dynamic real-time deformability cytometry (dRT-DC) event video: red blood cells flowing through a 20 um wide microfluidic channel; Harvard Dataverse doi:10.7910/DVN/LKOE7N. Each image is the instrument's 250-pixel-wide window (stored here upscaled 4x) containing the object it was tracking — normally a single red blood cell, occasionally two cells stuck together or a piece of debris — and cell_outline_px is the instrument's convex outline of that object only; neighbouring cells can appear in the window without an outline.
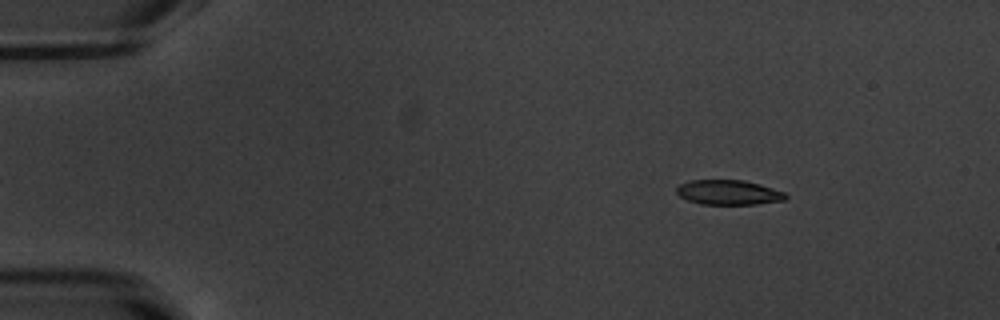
{"species": "common noctule bat (a hibernating species)", "species_latin": "Nyctalus noctula", "temperature_condition": "warm", "stored_images_in_passage": 49, "camera_frame_rate_fps": 3000, "um_per_image_px": 0.085, "animal": {"sex": "male", "body_mass_g": 20.1, "forearm_length_mm": 53.5}, "frame": {"image": 1, "passage_image": 3, "time_ms": 0.667, "image_size_px": [1000, 320], "cell_outline_px": [[788, 196], [784, 200], [756, 204], [700, 204], [688, 200], [680, 196], [676, 192], [676, 188], [680, 184], [688, 180], [744, 180], [760, 184], [784, 192]], "centroid_in_image_um": [61.91, 16.35], "position_along_channel_um": 23.1, "area_um2": 15.72}}
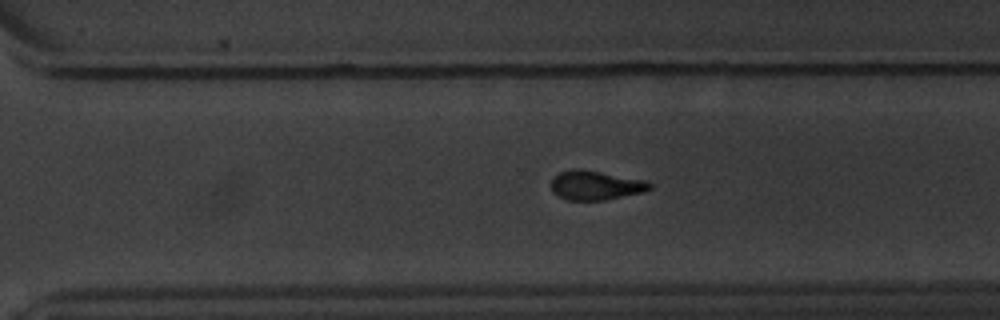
{"frame": {"image": 2, "passage_image": 33, "time_ms": 10.667, "image_size_px": [1000, 320], "cell_outline_px": [[652, 188], [644, 192], [604, 200], [568, 200], [556, 196], [552, 192], [552, 180], [560, 172], [572, 168], [576, 168], [600, 172], [644, 180], [652, 184]], "centroid_in_image_um": [50.61, 15.76], "position_along_channel_um": 320.0, "area_um2": 16.7}}
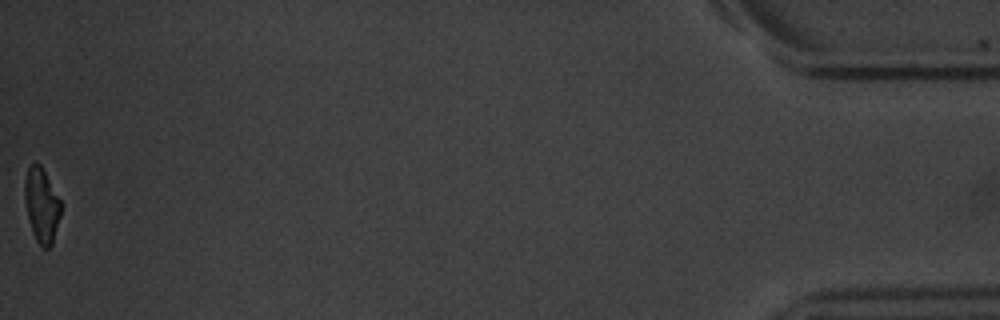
{"frame": {"image": 3, "passage_image": 49, "time_ms": 16.0, "image_size_px": [1000, 320], "cell_outline_px": [[60, 216], [52, 244], [48, 248], [44, 248], [36, 240], [32, 232], [24, 200], [24, 180], [28, 168], [36, 160], [40, 164], [60, 200]], "centroid_in_image_um": [3.51, 17.42], "position_along_channel_um": 431.7, "area_um2": 15.49}, "authors_computed_cell_mechanics": {"area_um2": 17.051, "velocity_mm_per_s": 3.8159, "shape_relaxation_time_tau1_ms": 3.9501, "shape_relaxation_time_tau2_ms": 4.1461, "deformation_change_tau1": 0.1622, "deformation_change_tau2": 0.0992}}